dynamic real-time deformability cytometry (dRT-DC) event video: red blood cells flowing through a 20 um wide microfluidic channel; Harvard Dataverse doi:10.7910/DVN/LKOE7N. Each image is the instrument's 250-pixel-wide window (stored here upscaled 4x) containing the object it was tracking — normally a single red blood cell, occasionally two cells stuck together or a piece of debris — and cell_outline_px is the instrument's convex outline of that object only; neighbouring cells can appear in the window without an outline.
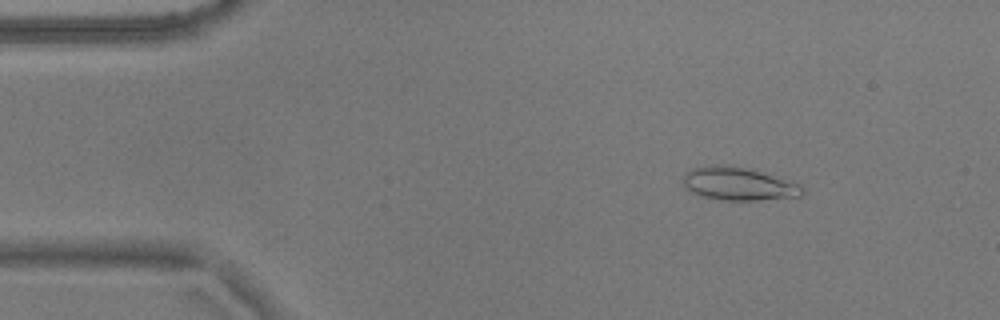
{"species": "common noctule bat (a hibernating species)", "species_latin": "Nyctalus noctula", "temperature_condition": "warm", "stored_images_in_passage": 49, "camera_frame_rate_fps": 3000, "um_per_image_px": 0.085, "animal": {"sex": "male", "body_mass_g": 17.9}, "frame": {"image": 1, "passage_image": 7, "time_ms": 2.0, "image_size_px": [1000, 320], "cell_outline_px": [[804, 192], [800, 196], [756, 200], [724, 200], [700, 196], [692, 192], [684, 184], [684, 176], [692, 168], [716, 164], [720, 164], [744, 168], [760, 172], [800, 184], [804, 188]], "centroid_in_image_um": [62.77, 15.63], "position_along_channel_um": 22.2, "area_um2": 22.48}}
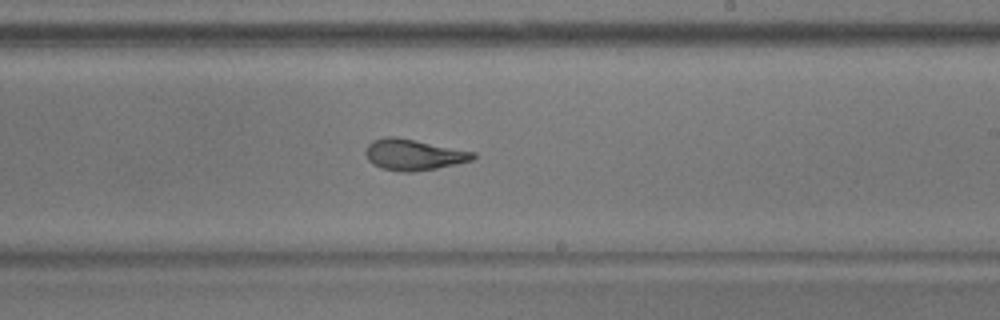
{"frame": {"image": 2, "passage_image": 32, "time_ms": 10.333, "image_size_px": [1000, 320], "cell_outline_px": [[476, 156], [472, 160], [456, 164], [436, 168], [412, 172], [400, 172], [380, 168], [372, 164], [368, 160], [364, 152], [368, 144], [372, 140], [388, 136], [396, 136], [476, 152]], "centroid_in_image_um": [35.12, 13.15], "position_along_channel_um": 253.9, "area_um2": 19.59}}
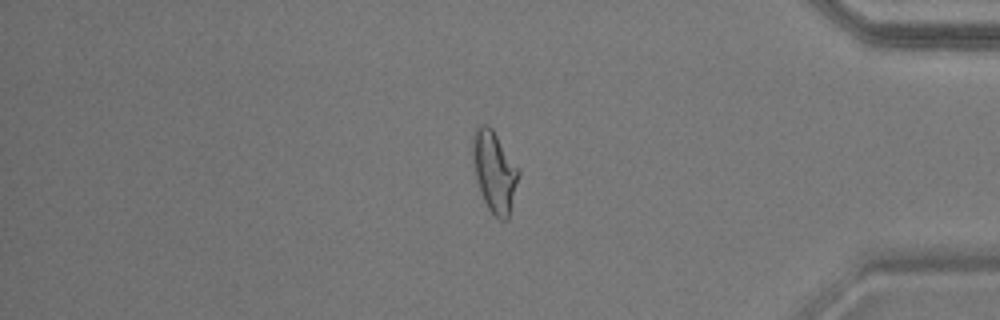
{"frame": {"image": 3, "passage_image": 46, "time_ms": 15.0, "image_size_px": [1000, 320], "cell_outline_px": [[520, 172], [508, 220], [500, 220], [488, 208], [484, 200], [476, 176], [472, 156], [472, 136], [476, 128], [480, 124], [488, 124], [492, 128], [520, 168]], "centroid_in_image_um": [42.04, 14.54], "position_along_channel_um": 393.2, "area_um2": 21.62}}